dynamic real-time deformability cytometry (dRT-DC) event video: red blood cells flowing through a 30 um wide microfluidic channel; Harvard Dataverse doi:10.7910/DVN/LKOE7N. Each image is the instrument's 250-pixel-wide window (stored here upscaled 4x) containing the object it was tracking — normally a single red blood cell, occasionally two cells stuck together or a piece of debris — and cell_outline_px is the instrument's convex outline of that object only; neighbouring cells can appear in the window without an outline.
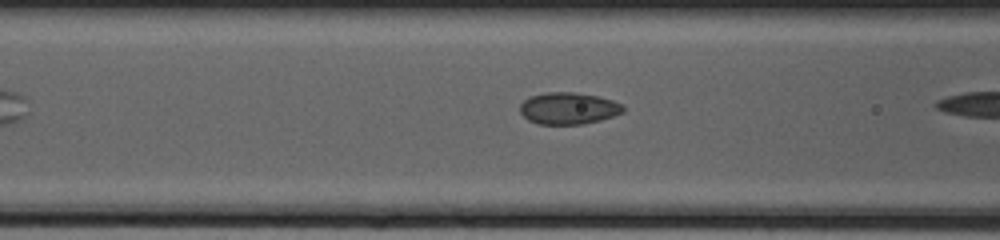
{"species": "common noctule bat (a hibernating species)", "species_latin": "Nyctalus noctula", "temperature_condition": "cold", "stored_images_in_passage": 6, "camera_frame_rate_fps": 3000, "um_per_image_px": 0.085, "animal": {"sex": "female", "body_mass_g": 20.0, "forearm_length_mm": 54.0}, "frame": {"image": 1, "passage_image": 5, "time_ms": 1.333, "image_size_px": [1000, 240], "cell_outline_px": [[624, 112], [600, 120], [584, 124], [540, 124], [528, 120], [520, 112], [520, 104], [524, 100], [532, 96], [548, 92], [572, 92], [596, 96], [612, 100], [620, 104], [624, 108]], "centroid_in_image_um": [48.3, 9.21], "position_along_channel_um": 118.3, "area_um2": 18.9}}